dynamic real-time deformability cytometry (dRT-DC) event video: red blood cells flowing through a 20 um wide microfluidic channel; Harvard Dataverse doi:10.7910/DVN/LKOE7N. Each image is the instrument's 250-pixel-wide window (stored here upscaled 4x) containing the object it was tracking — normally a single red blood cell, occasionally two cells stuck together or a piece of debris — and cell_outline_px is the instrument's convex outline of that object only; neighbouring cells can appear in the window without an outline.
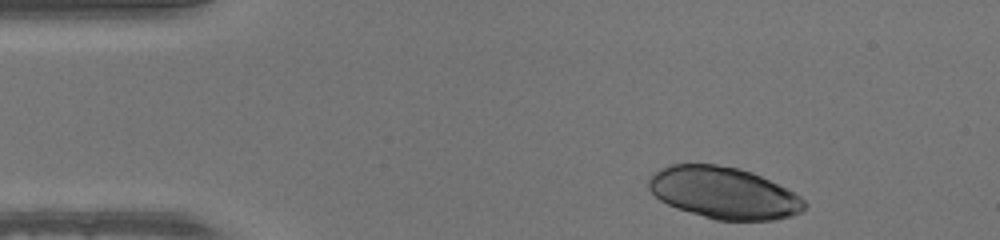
{"species": "human", "species_latin": "Homo sapiens", "temperature_condition": "warm", "stored_images_in_passage": 43, "camera_frame_rate_fps": 3000, "um_per_image_px": 0.085, "donor": {"sex": "male"}, "frame": {"image": 1, "passage_image": 1, "time_ms": 0.0, "image_size_px": [1000, 240], "cell_outline_px": [[804, 208], [800, 212], [792, 216], [772, 220], [716, 220], [676, 208], [660, 200], [648, 188], [648, 176], [652, 172], [660, 168], [672, 164], [716, 164], [740, 168], [752, 172], [800, 196], [804, 200]], "centroid_in_image_um": [61.46, 16.38], "position_along_channel_um": 23.5, "area_um2": 46.76}}
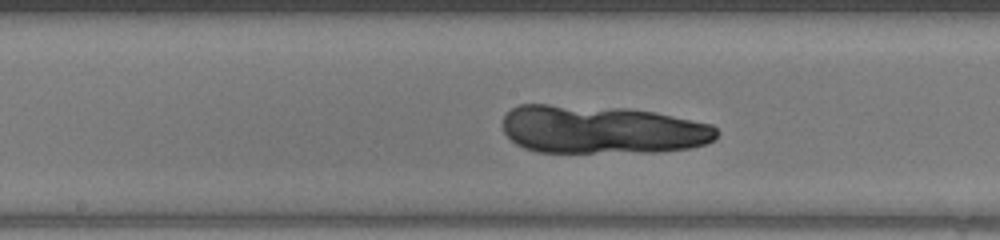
{"frame": {"image": 2, "passage_image": 19, "time_ms": 6.0, "image_size_px": [1000, 240], "cell_outline_px": [[720, 132], [712, 140], [704, 144], [688, 148], [660, 152], [536, 152], [524, 148], [516, 144], [504, 132], [504, 116], [512, 108], [520, 104], [548, 104], [628, 108], [656, 112], [712, 124]], "centroid_in_image_um": [51.17, 11.01], "position_along_channel_um": 197.0, "area_um2": 60.57}}
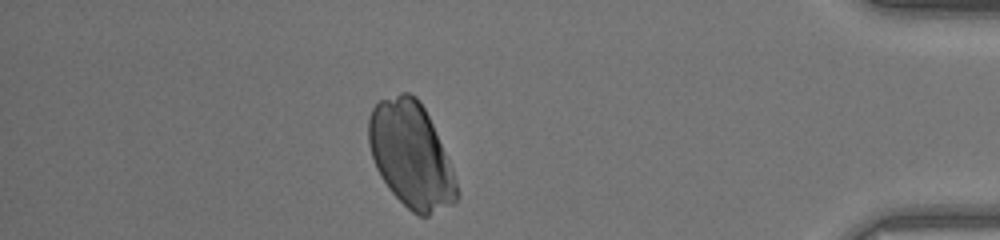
{"frame": {"image": 3, "passage_image": 37, "time_ms": 12.0, "image_size_px": [1000, 240], "cell_outline_px": [[460, 196], [452, 204], [428, 216], [420, 216], [412, 212], [388, 188], [380, 176], [376, 168], [368, 144], [368, 120], [372, 108], [380, 100], [400, 92], [408, 92], [416, 96], [420, 100], [432, 124], [452, 168], [460, 192]], "centroid_in_image_um": [34.93, 13.17], "position_along_channel_um": 400.3, "area_um2": 54.04}}